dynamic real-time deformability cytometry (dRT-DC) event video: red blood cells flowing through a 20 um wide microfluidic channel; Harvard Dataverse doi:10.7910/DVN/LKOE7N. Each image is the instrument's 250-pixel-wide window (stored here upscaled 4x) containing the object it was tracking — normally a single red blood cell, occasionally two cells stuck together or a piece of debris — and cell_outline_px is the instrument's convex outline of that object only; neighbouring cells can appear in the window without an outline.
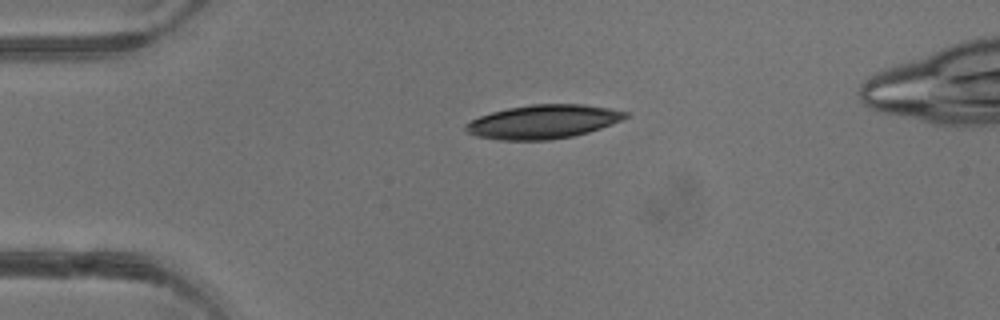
{"species": "common noctule bat (a hibernating species)", "species_latin": "Nyctalus noctula", "temperature_condition": "warm", "stored_images_in_passage": 2, "camera_frame_rate_fps": 3000, "um_per_image_px": 0.085, "animal": {"sex": "male", "body_mass_g": 13.3}, "frame": {"image": 1, "passage_image": 1, "time_ms": 0.0, "image_size_px": [1000, 320], "cell_outline_px": [[628, 116], [612, 124], [588, 132], [572, 136], [548, 140], [500, 140], [476, 136], [464, 132], [464, 124], [480, 116], [492, 112], [508, 108], [532, 104], [584, 104], [608, 108], [628, 112]], "centroid_in_image_um": [46.12, 10.35], "position_along_channel_um": 38.9, "area_um2": 31.39}}